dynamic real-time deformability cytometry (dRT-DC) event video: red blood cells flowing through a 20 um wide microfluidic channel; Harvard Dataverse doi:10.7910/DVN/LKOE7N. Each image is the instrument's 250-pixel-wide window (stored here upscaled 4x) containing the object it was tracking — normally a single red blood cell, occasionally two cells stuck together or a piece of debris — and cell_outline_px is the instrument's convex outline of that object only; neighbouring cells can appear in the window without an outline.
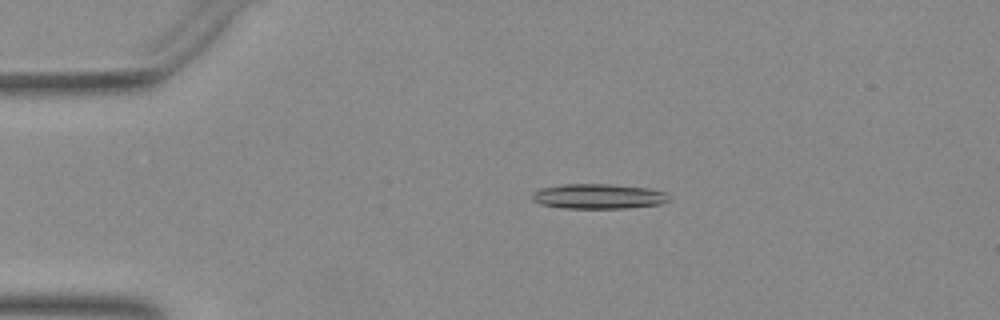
{"species": "Egyptian fruit bat (a non-hibernating species)", "species_latin": "Rousettus aegyptiacus", "temperature_condition": "warm", "stored_images_in_passage": 49, "camera_frame_rate_fps": 3000, "um_per_image_px": 0.085, "animal": {"sex": "female"}, "frame": {"image": 1, "passage_image": 9, "time_ms": 2.667, "image_size_px": [1000, 320], "cell_outline_px": [[668, 200], [660, 204], [628, 208], [564, 208], [540, 204], [532, 200], [532, 192], [540, 188], [560, 184], [612, 184], [652, 188], [668, 192]], "centroid_in_image_um": [50.87, 16.68], "position_along_channel_um": 34.1, "area_um2": 20.17}}
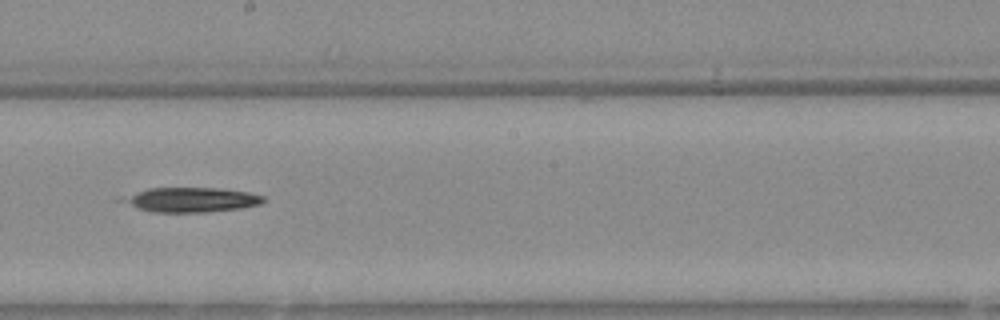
{"frame": {"image": 2, "passage_image": 27, "time_ms": 8.667, "image_size_px": [1000, 320], "cell_outline_px": [[264, 200], [260, 204], [240, 208], [204, 212], [152, 212], [116, 200], [136, 192], [148, 188], [216, 188], [248, 192], [264, 196]], "centroid_in_image_um": [16.23, 16.97], "position_along_channel_um": 232.0, "area_um2": 19.94}}
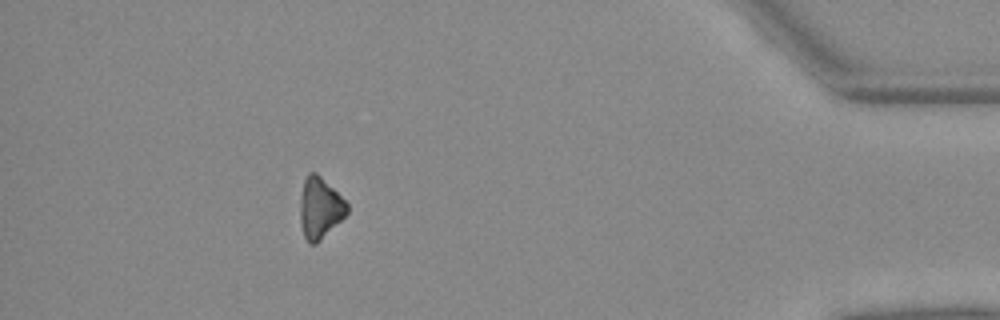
{"frame": {"image": 3, "passage_image": 44, "time_ms": 14.333, "image_size_px": [1000, 320], "cell_outline_px": [[348, 212], [316, 244], [308, 244], [304, 236], [300, 224], [300, 196], [304, 180], [308, 172], [316, 172], [348, 204]], "centroid_in_image_um": [27.15, 17.69], "position_along_channel_um": 408.0, "area_um2": 16.47}}